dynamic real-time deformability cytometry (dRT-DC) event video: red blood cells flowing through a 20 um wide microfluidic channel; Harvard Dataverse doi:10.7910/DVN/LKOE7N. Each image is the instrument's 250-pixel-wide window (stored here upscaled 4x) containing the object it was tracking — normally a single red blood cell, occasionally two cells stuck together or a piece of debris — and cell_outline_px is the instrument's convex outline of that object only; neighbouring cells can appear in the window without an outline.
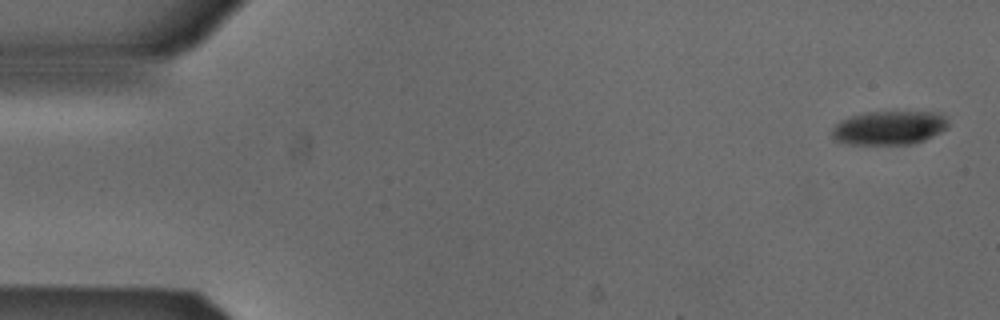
{"species": "Egyptian fruit bat (a non-hibernating species)", "species_latin": "Rousettus aegyptiacus", "temperature_condition": "cold", "stored_images_in_passage": 26, "camera_frame_rate_fps": 3000, "um_per_image_px": 0.085, "animal": {"sex": "male"}, "frame": {"image": 1, "passage_image": 1, "time_ms": 0.0, "image_size_px": [1000, 320], "cell_outline_px": [[948, 128], [924, 140], [912, 144], [848, 144], [836, 140], [832, 136], [832, 128], [840, 120], [852, 116], [868, 112], [940, 112], [948, 120]], "centroid_in_image_um": [75.59, 10.86], "position_along_channel_um": 9.4, "area_um2": 22.89}}
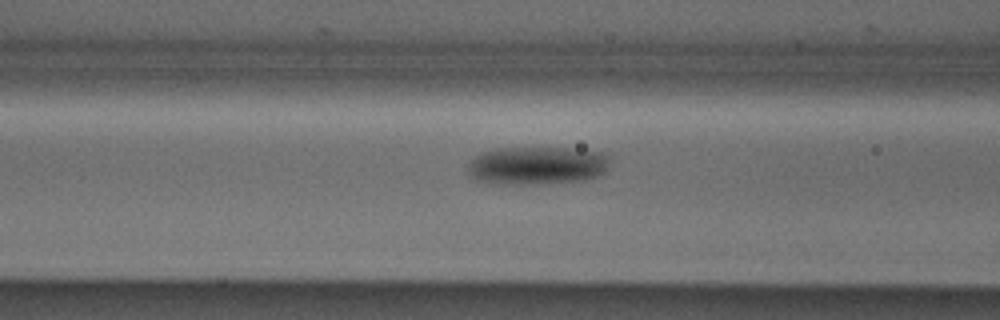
{"frame": {"image": 2, "passage_image": 20, "time_ms": 6.333, "image_size_px": [1000, 320], "cell_outline_px": [[612, 164], [600, 176], [584, 180], [548, 184], [492, 184], [476, 180], [468, 176], [468, 164], [480, 152], [496, 148], [568, 148], [600, 152], [608, 156]], "centroid_in_image_um": [45.65, 14.09], "position_along_channel_um": 121.0, "area_um2": 32.19}}
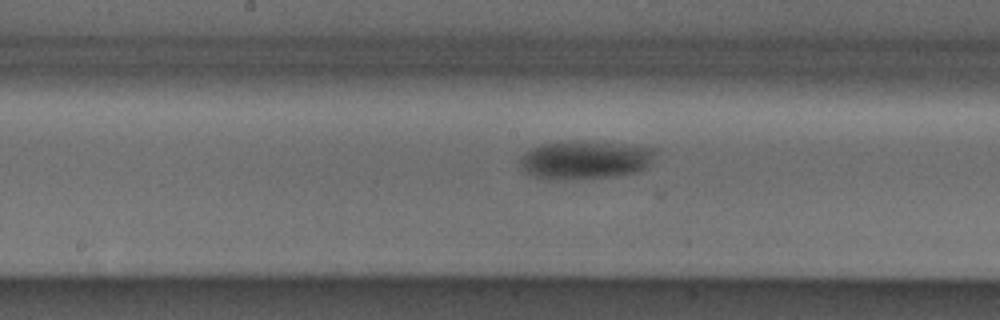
{"frame": {"image": 3, "passage_image": 26, "time_ms": 8.333, "image_size_px": [1000, 320], "cell_outline_px": [[660, 148], [652, 164], [648, 168], [636, 172], [612, 176], [564, 180], [548, 180], [528, 176], [524, 172], [520, 164], [520, 160], [524, 152], [540, 144], [576, 140]], "centroid_in_image_um": [49.74, 13.6], "position_along_channel_um": 198.5, "area_um2": 30.92}}